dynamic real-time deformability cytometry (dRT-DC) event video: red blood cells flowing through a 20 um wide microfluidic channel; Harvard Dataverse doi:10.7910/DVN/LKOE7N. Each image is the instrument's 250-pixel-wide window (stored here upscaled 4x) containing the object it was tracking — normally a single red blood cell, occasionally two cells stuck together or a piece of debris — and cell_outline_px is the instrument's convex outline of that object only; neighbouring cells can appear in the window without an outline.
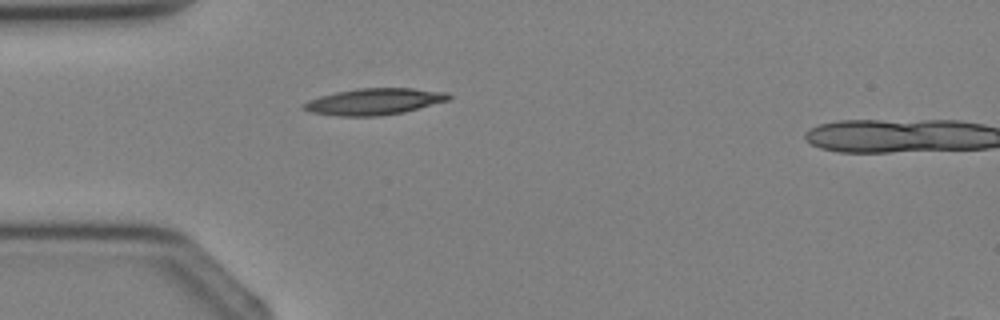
{"species": "Egyptian fruit bat (a non-hibernating species)", "species_latin": "Rousettus aegyptiacus", "temperature_condition": "cold", "stored_images_in_passage": 5, "camera_frame_rate_fps": 3000, "um_per_image_px": 0.085, "animal": {"sex": "female"}, "frame": {"image": 1, "passage_image": 4, "time_ms": 4.333, "image_size_px": [1000, 320], "cell_outline_px": [[452, 96], [448, 100], [404, 112], [380, 116], [340, 116], [312, 112], [300, 108], [300, 104], [308, 100], [320, 96], [336, 92], [356, 88], [412, 88], [448, 92]], "centroid_in_image_um": [31.78, 8.63], "position_along_channel_um": 53.2, "area_um2": 22.43}}